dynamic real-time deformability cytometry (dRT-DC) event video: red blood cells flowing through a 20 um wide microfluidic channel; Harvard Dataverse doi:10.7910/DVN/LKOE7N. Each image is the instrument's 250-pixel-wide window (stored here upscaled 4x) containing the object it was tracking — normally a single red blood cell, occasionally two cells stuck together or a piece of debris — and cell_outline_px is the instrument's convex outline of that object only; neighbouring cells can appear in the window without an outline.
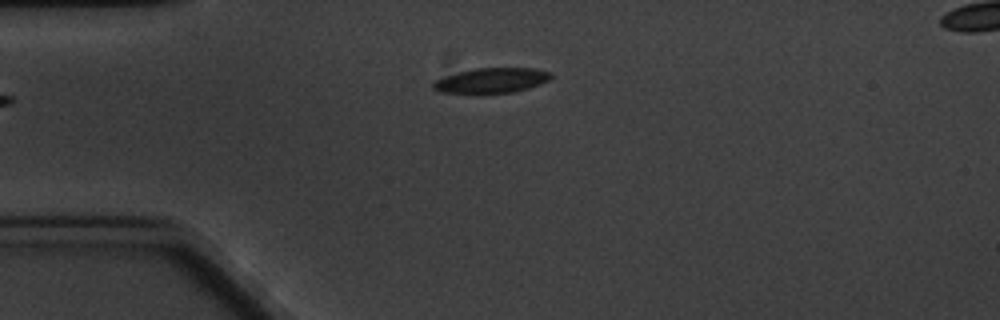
{"species": "common noctule bat (a hibernating species)", "species_latin": "Nyctalus noctula", "temperature_condition": "cold", "stored_images_in_passage": 3, "camera_frame_rate_fps": 3000, "um_per_image_px": 0.085, "animal": {"sex": "male", "body_mass_g": 20.1, "forearm_length_mm": 53.5}, "frame": {"image": 1, "passage_image": 3, "time_ms": 2.333, "image_size_px": [1000, 320], "cell_outline_px": [[552, 76], [548, 80], [540, 84], [516, 92], [440, 92], [432, 88], [432, 84], [436, 80], [444, 76], [476, 68], [532, 68], [548, 72]], "centroid_in_image_um": [41.78, 6.83], "position_along_channel_um": 43.2, "area_um2": 16.7}}